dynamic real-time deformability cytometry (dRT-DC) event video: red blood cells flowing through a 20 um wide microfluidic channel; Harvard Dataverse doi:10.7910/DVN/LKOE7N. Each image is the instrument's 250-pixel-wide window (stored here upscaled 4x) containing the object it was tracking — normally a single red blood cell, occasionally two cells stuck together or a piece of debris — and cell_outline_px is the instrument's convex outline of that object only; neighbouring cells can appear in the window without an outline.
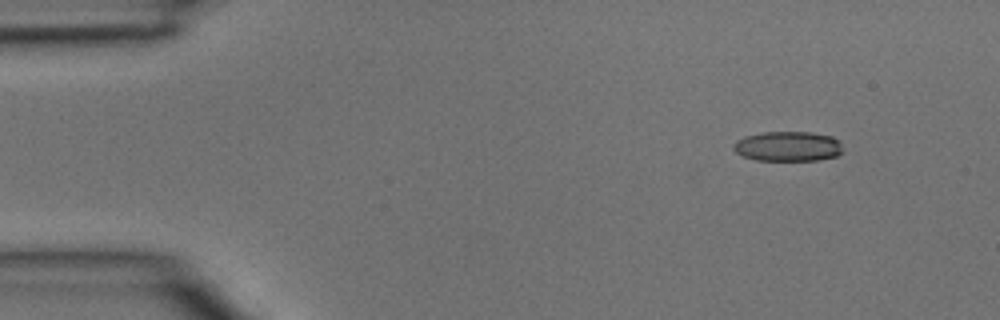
{"species": "common noctule bat (a hibernating species)", "species_latin": "Nyctalus noctula", "temperature_condition": "room temperature", "stored_images_in_passage": 4, "camera_frame_rate_fps": 3000, "um_per_image_px": 0.085, "animal": {"sex": "male", "body_mass_g": 15.6}, "frame": {"image": 1, "passage_image": 2, "time_ms": 0.333, "image_size_px": [1000, 320], "cell_outline_px": [[844, 152], [836, 156], [816, 160], [756, 160], [744, 156], [736, 152], [732, 148], [732, 144], [736, 140], [744, 136], [760, 132], [812, 132], [832, 136], [840, 140]], "centroid_in_image_um": [66.98, 12.42], "position_along_channel_um": 18.0, "area_um2": 19.31}}
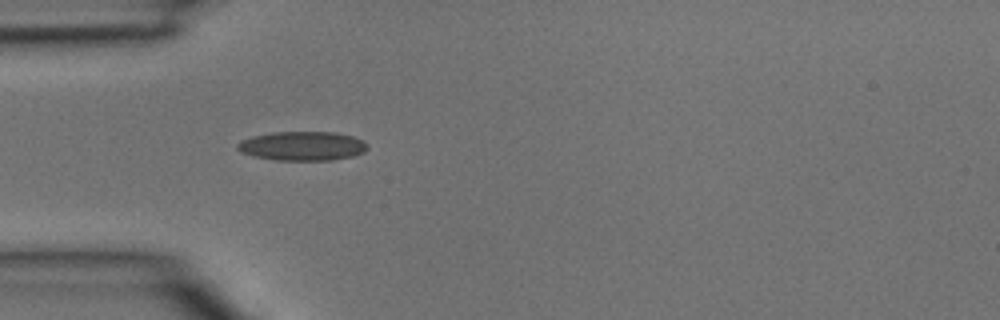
{"frame": {"image": 2, "passage_image": 4, "time_ms": 1.0, "image_size_px": [1000, 320], "cell_outline_px": [[368, 148], [364, 152], [352, 156], [332, 160], [276, 160], [252, 156], [240, 152], [236, 148], [236, 144], [240, 140], [252, 136], [272, 132], [336, 132], [352, 136], [364, 140], [368, 144]], "centroid_in_image_um": [25.69, 12.4], "position_along_channel_um": 59.3, "area_um2": 22.31}}